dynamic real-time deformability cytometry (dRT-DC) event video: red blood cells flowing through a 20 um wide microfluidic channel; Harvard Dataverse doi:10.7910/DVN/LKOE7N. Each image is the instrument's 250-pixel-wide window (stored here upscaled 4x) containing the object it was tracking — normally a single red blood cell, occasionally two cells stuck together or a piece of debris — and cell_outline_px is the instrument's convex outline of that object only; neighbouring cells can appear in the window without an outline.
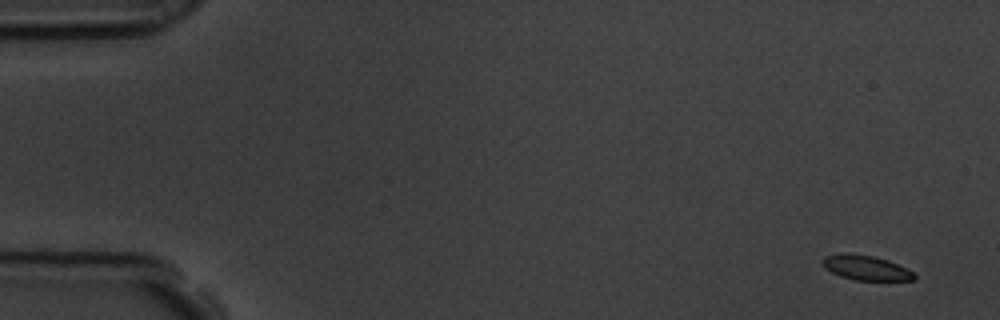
{"species": "common noctule bat (a hibernating species)", "species_latin": "Nyctalus noctula", "temperature_condition": "room temperature", "stored_images_in_passage": 8, "camera_frame_rate_fps": 3000, "um_per_image_px": 0.085, "animal": {"sex": "male", "body_mass_g": 19.5, "forearm_length_mm": 54.6}, "frame": {"image": 1, "passage_image": 1, "time_ms": 0.0, "image_size_px": [1000, 320], "cell_outline_px": [[916, 280], [856, 280], [840, 276], [824, 268], [820, 260], [824, 256], [840, 252], [844, 252], [872, 256], [888, 260], [912, 272], [916, 276]], "centroid_in_image_um": [73.52, 22.74], "position_along_channel_um": 11.5, "area_um2": 13.24}}
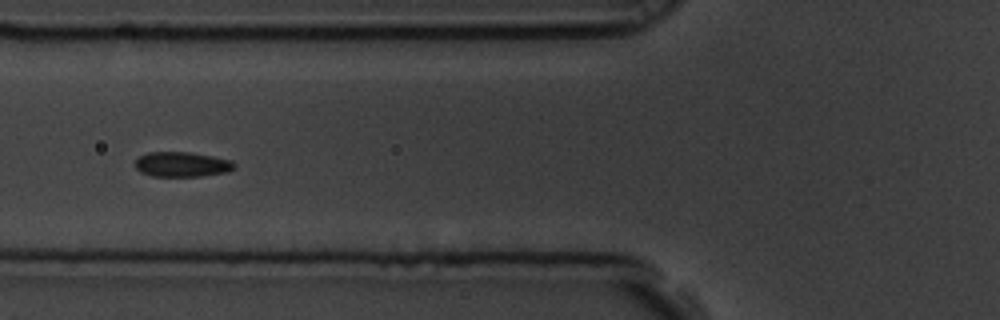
{"frame": {"image": 2, "passage_image": 7, "time_ms": 2.0, "image_size_px": [1000, 320], "cell_outline_px": [[236, 164], [228, 172], [200, 176], [152, 176], [140, 172], [136, 168], [136, 160], [140, 156], [148, 152], [188, 152], [212, 156], [232, 160]], "centroid_in_image_um": [15.47, 13.97], "position_along_channel_um": 110.3, "area_um2": 14.33}}
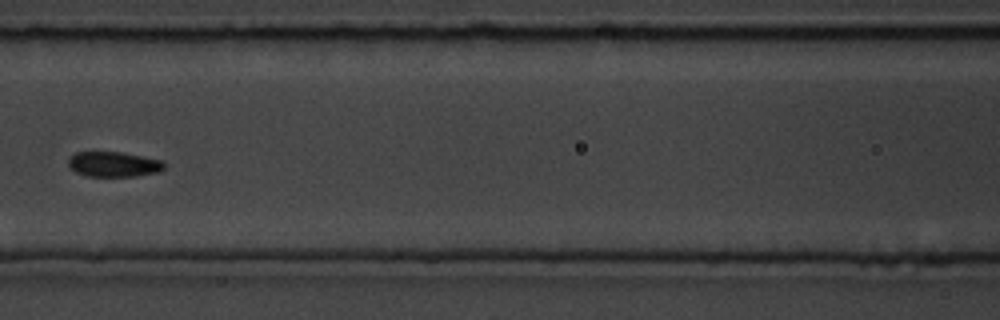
{"frame": {"image": 3, "passage_image": 8, "time_ms": 2.333, "image_size_px": [1000, 320], "cell_outline_px": [[164, 168], [160, 172], [136, 176], [88, 176], [76, 172], [68, 164], [68, 160], [76, 152], [120, 152], [160, 160], [164, 164]], "centroid_in_image_um": [9.66, 13.97], "position_along_channel_um": 156.9, "area_um2": 13.81}}